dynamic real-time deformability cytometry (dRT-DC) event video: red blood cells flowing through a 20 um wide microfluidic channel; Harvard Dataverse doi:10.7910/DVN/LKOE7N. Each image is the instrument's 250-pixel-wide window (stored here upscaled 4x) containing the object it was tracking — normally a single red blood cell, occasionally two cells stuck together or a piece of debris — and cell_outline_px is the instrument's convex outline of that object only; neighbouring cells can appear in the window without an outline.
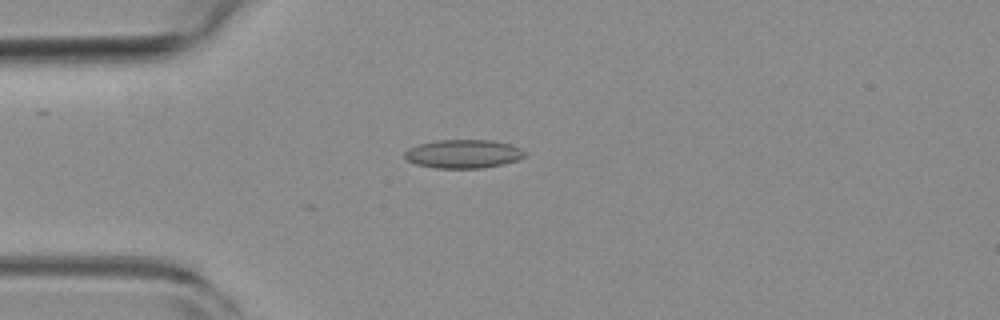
{"species": "common noctule bat (a hibernating species)", "species_latin": "Nyctalus noctula", "temperature_condition": "room temperature", "stored_images_in_passage": 11, "camera_frame_rate_fps": 3000, "um_per_image_px": 0.085, "animal": {"sex": "female", "body_mass_g": 19.3, "forearm_length_mm": 54.1}, "frame": {"image": 1, "passage_image": 3, "time_ms": 0.667, "image_size_px": [1000, 320], "cell_outline_px": [[528, 152], [524, 156], [516, 160], [504, 164], [484, 168], [436, 168], [416, 164], [408, 160], [404, 156], [404, 152], [408, 148], [420, 144], [436, 140], [492, 140], [512, 144]], "centroid_in_image_um": [39.41, 13.08], "position_along_channel_um": 45.6, "area_um2": 20.11}}
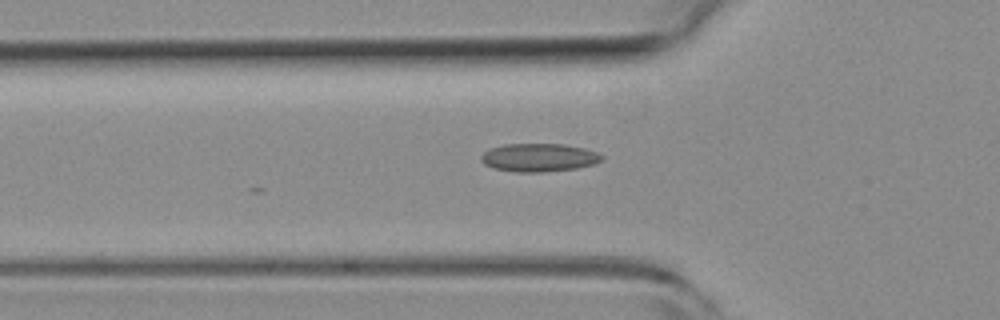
{"frame": {"image": 2, "passage_image": 7, "time_ms": 2.0, "image_size_px": [1000, 320], "cell_outline_px": [[604, 160], [596, 164], [576, 168], [544, 172], [516, 172], [492, 168], [484, 164], [480, 160], [480, 156], [488, 148], [504, 144], [564, 144], [584, 148], [596, 152], [604, 156]], "centroid_in_image_um": [45.8, 13.39], "position_along_channel_um": 80.0, "area_um2": 20.11}}
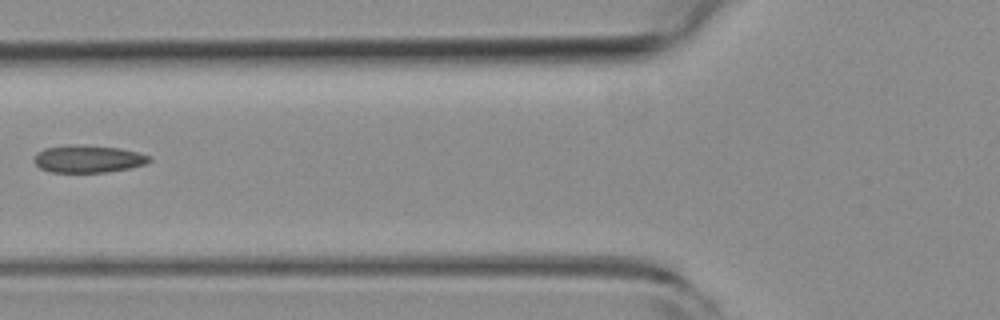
{"frame": {"image": 3, "passage_image": 10, "time_ms": 3.0, "image_size_px": [1000, 320], "cell_outline_px": [[152, 160], [144, 164], [128, 168], [108, 172], [52, 172], [40, 168], [32, 160], [36, 152], [44, 148], [72, 144], [76, 144], [120, 148], [152, 156]], "centroid_in_image_um": [7.46, 13.5], "position_along_channel_um": 118.3, "area_um2": 18.5}}